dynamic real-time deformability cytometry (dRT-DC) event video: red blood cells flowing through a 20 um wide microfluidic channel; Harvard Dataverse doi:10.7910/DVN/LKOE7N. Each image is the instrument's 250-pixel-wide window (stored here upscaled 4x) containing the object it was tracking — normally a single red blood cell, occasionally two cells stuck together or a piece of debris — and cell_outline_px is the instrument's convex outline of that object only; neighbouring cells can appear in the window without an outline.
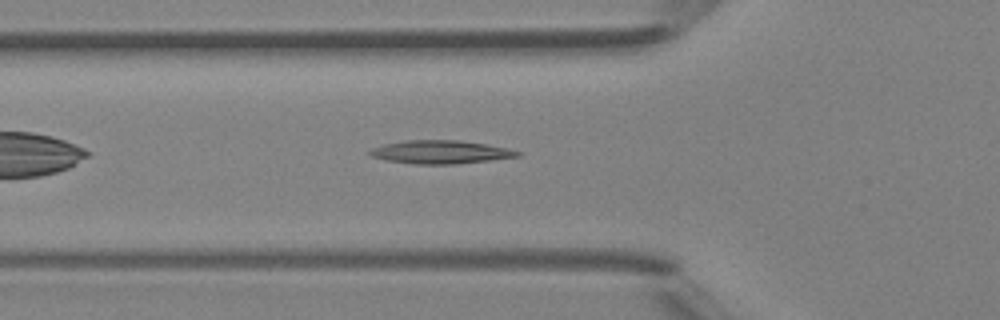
{"species": "Egyptian fruit bat (a non-hibernating species)", "species_latin": "Rousettus aegyptiacus", "temperature_condition": "room temperature", "stored_images_in_passage": 20, "camera_frame_rate_fps": 3000, "um_per_image_px": 0.085, "animal": {"sex": "female"}, "frame": {"image": 1, "passage_image": 6, "time_ms": 1.667, "image_size_px": [1000, 320], "cell_outline_px": [[520, 156], [488, 160], [452, 164], [416, 164], [384, 160], [372, 156], [368, 152], [372, 148], [384, 144], [408, 140], [456, 140], [484, 144], [504, 148], [520, 152]], "centroid_in_image_um": [37.37, 12.92], "position_along_channel_um": 88.4, "area_um2": 19.59}}
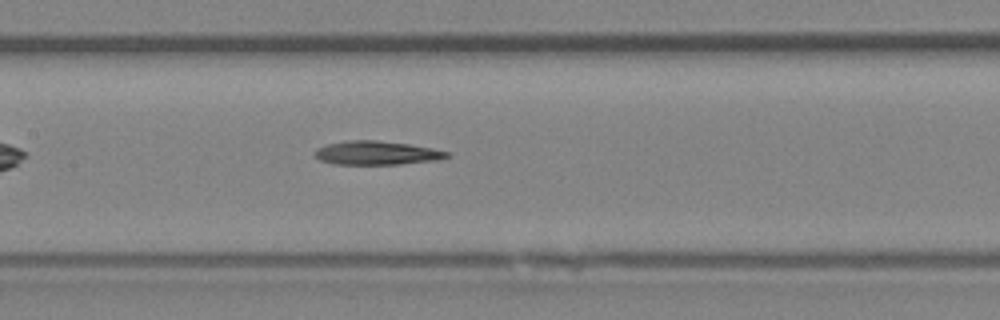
{"frame": {"image": 2, "passage_image": 12, "time_ms": 3.667, "image_size_px": [1000, 320], "cell_outline_px": [[452, 156], [436, 160], [400, 164], [332, 164], [320, 160], [312, 152], [316, 148], [324, 144], [348, 140], [376, 140], [408, 144], [432, 148], [448, 152]], "centroid_in_image_um": [31.97, 12.99], "position_along_channel_um": 175.4, "area_um2": 18.38}}
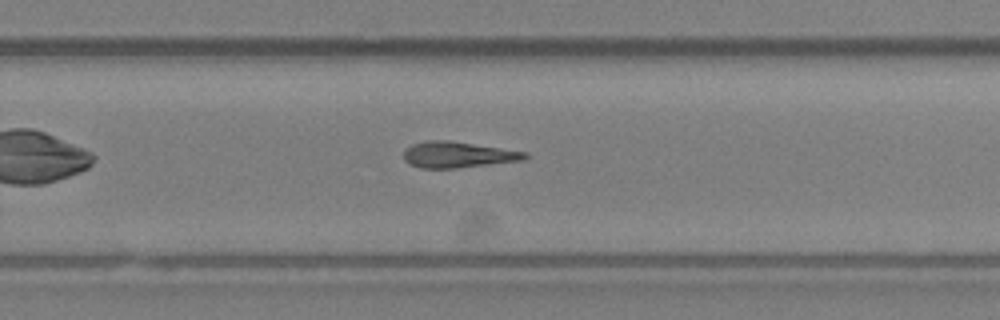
{"frame": {"image": 3, "passage_image": 20, "time_ms": 6.333, "image_size_px": [1000, 320], "cell_outline_px": [[528, 156], [524, 160], [456, 168], [420, 168], [404, 160], [404, 148], [412, 144], [424, 140], [448, 140], [528, 152]], "centroid_in_image_um": [38.9, 13.14], "position_along_channel_um": 290.9, "area_um2": 18.38}}